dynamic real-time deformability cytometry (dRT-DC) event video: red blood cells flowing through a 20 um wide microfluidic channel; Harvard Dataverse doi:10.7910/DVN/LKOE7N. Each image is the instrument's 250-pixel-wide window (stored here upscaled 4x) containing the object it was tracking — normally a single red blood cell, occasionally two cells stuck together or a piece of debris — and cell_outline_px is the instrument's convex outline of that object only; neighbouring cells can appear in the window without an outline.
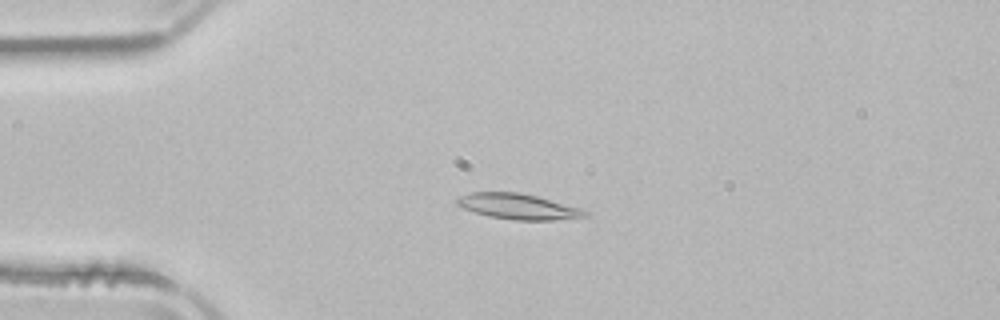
{"species": "common noctule bat (a hibernating species)", "species_latin": "Nyctalus noctula", "temperature_condition": "room temperature", "stored_images_in_passage": 52, "camera_frame_rate_fps": 3000, "um_per_image_px": 0.085, "animal": {"sex": "male", "body_mass_g": 21.5, "forearm_length_mm": 52.0}, "frame": {"image": 1, "passage_image": 13, "time_ms": 4.0, "image_size_px": [1000, 320], "cell_outline_px": [[588, 216], [556, 220], [512, 220], [488, 216], [464, 208], [456, 204], [456, 200], [460, 196], [468, 192], [516, 192], [536, 196], [584, 208], [588, 212]], "centroid_in_image_um": [44.08, 17.55], "position_along_channel_um": 40.9, "area_um2": 19.13}}
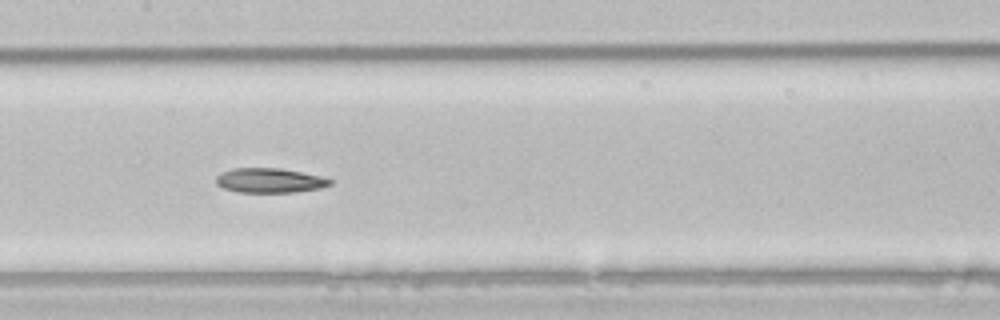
{"frame": {"image": 2, "passage_image": 26, "time_ms": 8.333, "image_size_px": [1000, 320], "cell_outline_px": [[332, 184], [320, 188], [292, 192], [240, 192], [224, 188], [216, 184], [216, 176], [232, 168], [280, 168], [320, 176], [332, 180]], "centroid_in_image_um": [22.91, 15.33], "position_along_channel_um": 184.5, "area_um2": 16.13}}
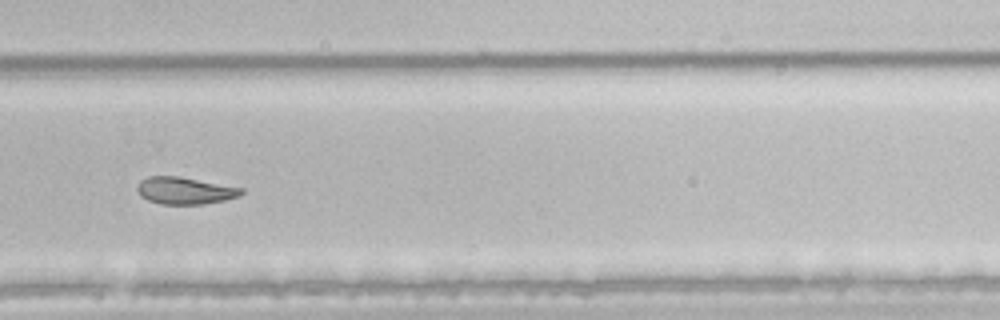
{"frame": {"image": 3, "passage_image": 36, "time_ms": 11.667, "image_size_px": [1000, 320], "cell_outline_px": [[244, 192], [240, 196], [224, 200], [204, 204], [160, 204], [148, 200], [140, 196], [136, 188], [136, 184], [140, 180], [148, 176], [176, 176], [244, 188]], "centroid_in_image_um": [15.69, 16.2], "position_along_channel_um": 314.1, "area_um2": 16.47}}